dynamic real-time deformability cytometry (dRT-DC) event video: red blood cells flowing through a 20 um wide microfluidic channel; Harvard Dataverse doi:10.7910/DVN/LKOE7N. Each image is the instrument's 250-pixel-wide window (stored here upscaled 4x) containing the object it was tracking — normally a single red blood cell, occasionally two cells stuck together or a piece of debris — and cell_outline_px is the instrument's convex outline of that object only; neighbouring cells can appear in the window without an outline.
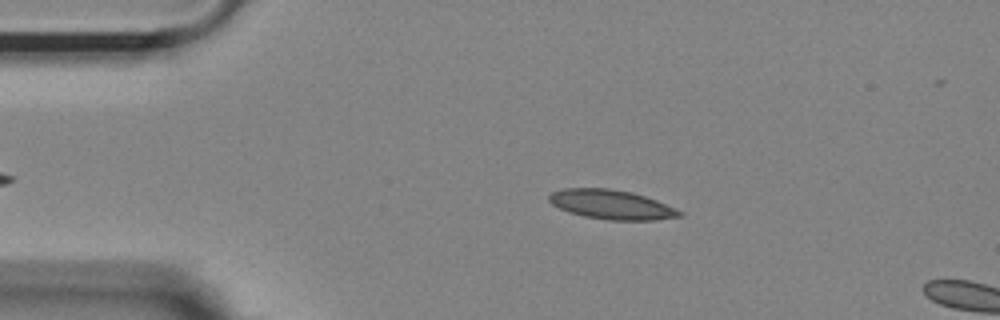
{"species": "Egyptian fruit bat (a non-hibernating species)", "species_latin": "Rousettus aegyptiacus", "temperature_condition": "room temperature", "stored_images_in_passage": 11, "camera_frame_rate_fps": 3000, "um_per_image_px": 0.085, "animal": {"sex": "female"}, "frame": {"image": 1, "passage_image": 8, "time_ms": 2.333, "image_size_px": [1000, 320], "cell_outline_px": [[684, 216], [656, 220], [608, 220], [584, 216], [560, 208], [552, 204], [548, 200], [548, 196], [552, 192], [564, 188], [612, 188], [632, 192], [656, 200], [676, 208], [684, 212]], "centroid_in_image_um": [52.02, 17.38], "position_along_channel_um": 33.0, "area_um2": 22.37}}